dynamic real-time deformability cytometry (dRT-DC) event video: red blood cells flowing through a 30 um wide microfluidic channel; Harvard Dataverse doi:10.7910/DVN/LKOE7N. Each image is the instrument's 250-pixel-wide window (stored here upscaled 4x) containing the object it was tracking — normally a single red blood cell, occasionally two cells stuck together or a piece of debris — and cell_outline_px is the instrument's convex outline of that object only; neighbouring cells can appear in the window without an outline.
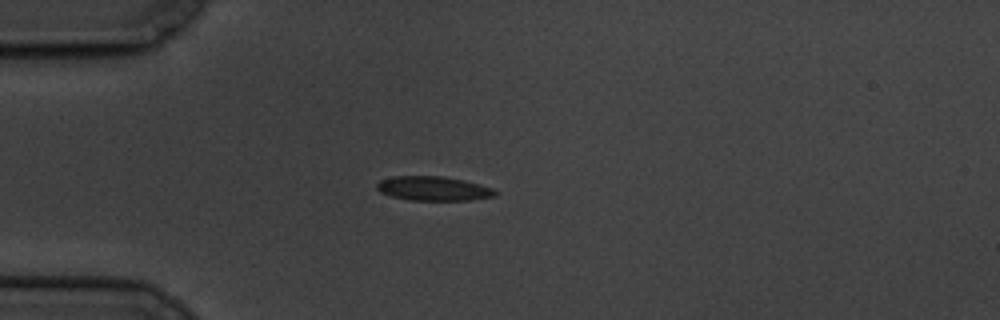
{"species": "common noctule bat (a hibernating species)", "species_latin": "Nyctalus noctula", "temperature_condition": "cold", "stored_images_in_passage": 8, "camera_frame_rate_fps": 3000, "um_per_image_px": 0.085, "animal": {"sex": "male", "body_mass_g": 19.5, "forearm_length_mm": 54.6}, "frame": {"image": 1, "passage_image": 1, "time_ms": 0.0, "image_size_px": [1000, 320], "cell_outline_px": [[496, 196], [472, 200], [412, 200], [392, 196], [380, 192], [376, 188], [376, 184], [380, 180], [392, 176], [444, 176], [464, 180], [480, 184], [492, 188], [496, 192]], "centroid_in_image_um": [36.84, 16.02], "position_along_channel_um": 48.2, "area_um2": 16.76}}
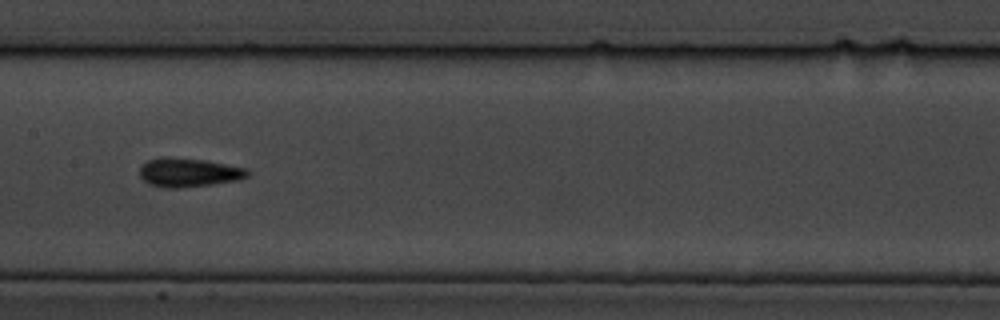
{"frame": {"image": 2, "passage_image": 5, "time_ms": 4.667, "image_size_px": [1000, 320], "cell_outline_px": [[248, 176], [240, 180], [212, 184], [180, 188], [164, 188], [148, 184], [140, 176], [140, 168], [148, 160], [160, 156], [164, 156], [204, 160], [244, 168], [248, 172]], "centroid_in_image_um": [15.99, 14.66], "position_along_channel_um": 191.4, "area_um2": 18.09}}
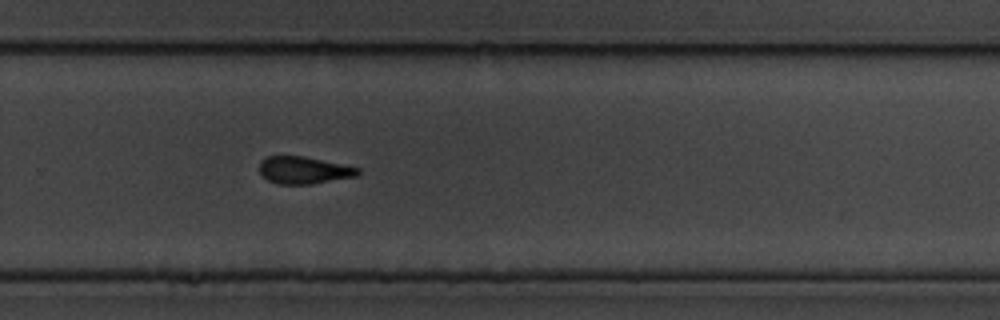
{"frame": {"image": 3, "passage_image": 8, "time_ms": 8.0, "image_size_px": [1000, 320], "cell_outline_px": [[360, 172], [356, 176], [308, 184], [280, 184], [268, 180], [260, 172], [260, 160], [268, 156], [304, 156], [360, 168]], "centroid_in_image_um": [25.81, 14.45], "position_along_channel_um": 304.0, "area_um2": 15.37}}